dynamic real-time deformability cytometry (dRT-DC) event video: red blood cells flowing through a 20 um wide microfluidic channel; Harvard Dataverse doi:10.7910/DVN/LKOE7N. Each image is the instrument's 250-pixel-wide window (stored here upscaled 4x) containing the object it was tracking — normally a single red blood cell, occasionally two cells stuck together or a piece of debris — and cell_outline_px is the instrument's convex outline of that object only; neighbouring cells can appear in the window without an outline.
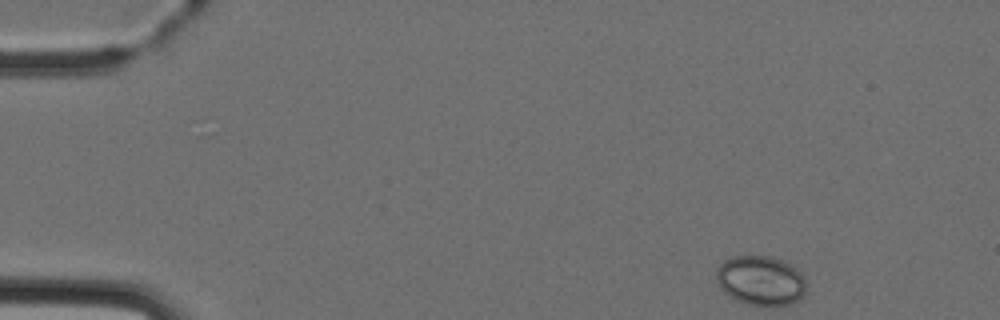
{"species": "Egyptian fruit bat (a non-hibernating species)", "species_latin": "Rousettus aegyptiacus", "temperature_condition": "cold", "stored_images_in_passage": 4, "camera_frame_rate_fps": 3000, "um_per_image_px": 0.085, "animal": {"sex": "female"}, "frame": {"image": 1, "passage_image": 1, "time_ms": 0.0, "image_size_px": [1000, 320], "cell_outline_px": [[808, 284], [804, 296], [788, 304], [748, 304], [736, 300], [724, 292], [720, 288], [716, 280], [716, 272], [720, 264], [724, 260], [732, 256], [768, 256], [780, 260], [788, 264], [800, 272]], "centroid_in_image_um": [64.64, 23.83], "position_along_channel_um": 20.4, "area_um2": 25.72}}